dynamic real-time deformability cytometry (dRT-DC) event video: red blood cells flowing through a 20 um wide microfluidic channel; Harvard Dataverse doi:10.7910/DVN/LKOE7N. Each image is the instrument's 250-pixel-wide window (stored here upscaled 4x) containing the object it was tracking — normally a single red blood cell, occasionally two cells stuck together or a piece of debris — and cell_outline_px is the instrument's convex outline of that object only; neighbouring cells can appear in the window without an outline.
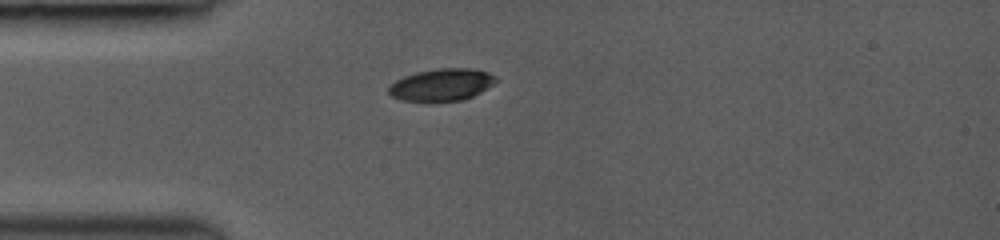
{"species": "common noctule bat (a hibernating species)", "species_latin": "Nyctalus noctula", "temperature_condition": "room temperature", "stored_images_in_passage": 71, "camera_frame_rate_fps": 3000, "um_per_image_px": 0.085, "animal": {"sex": "female", "body_mass_g": 19.0, "forearm_length_mm": 53.3}, "frame": {"image": 1, "passage_image": 1, "time_ms": 0.0, "image_size_px": [1000, 240], "cell_outline_px": [[496, 80], [492, 84], [480, 92], [464, 100], [400, 100], [392, 96], [388, 92], [388, 88], [396, 80], [404, 76], [416, 72], [436, 68], [472, 68], [488, 72], [496, 76]], "centroid_in_image_um": [37.54, 7.18], "position_along_channel_um": 47.5, "area_um2": 19.77}}
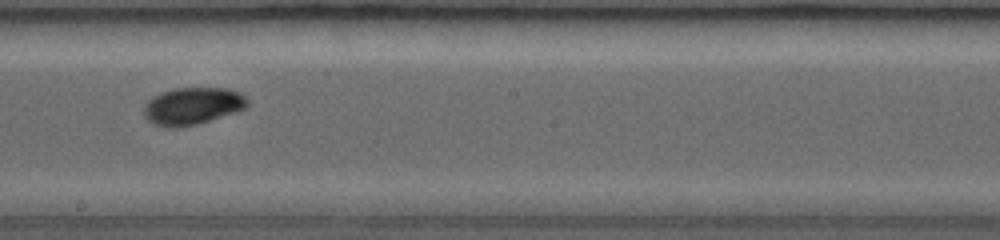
{"frame": {"image": 2, "passage_image": 32, "time_ms": 4.667, "image_size_px": [1000, 240], "cell_outline_px": [[248, 104], [244, 108], [236, 112], [196, 124], [176, 128], [168, 128], [156, 124], [148, 120], [144, 116], [144, 108], [148, 100], [164, 92], [176, 88], [228, 88], [240, 92], [248, 100]], "centroid_in_image_um": [16.38, 9.01], "position_along_channel_um": 231.8, "area_um2": 22.2}}
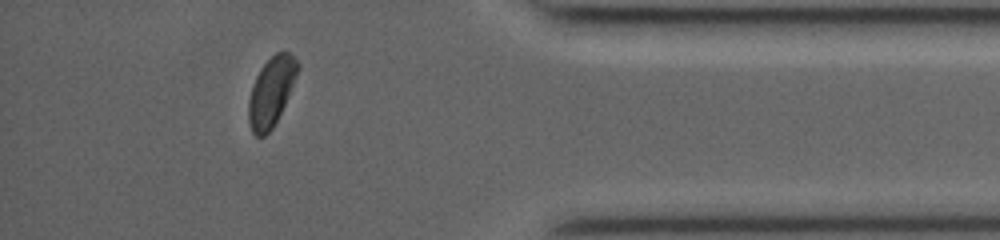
{"frame": {"image": 3, "passage_image": 58, "time_ms": 9.333, "image_size_px": [1000, 240], "cell_outline_px": [[300, 68], [288, 96], [272, 128], [264, 136], [256, 136], [252, 132], [248, 120], [248, 100], [256, 76], [260, 68], [276, 52], [288, 52], [300, 64]], "centroid_in_image_um": [23.05, 7.78], "position_along_channel_um": 412.2, "area_um2": 19.42}, "authors_computed_cell_mechanics": {"area_um2": 21.675, "velocity_mm_per_s": 4.235, "shape_relaxation_time_tau1_ms": 2.6224, "shape_relaxation_time_tau2_ms": 2.0287, "deformation_change_tau1": 0.0957, "deformation_change_tau2": 0.0343}}